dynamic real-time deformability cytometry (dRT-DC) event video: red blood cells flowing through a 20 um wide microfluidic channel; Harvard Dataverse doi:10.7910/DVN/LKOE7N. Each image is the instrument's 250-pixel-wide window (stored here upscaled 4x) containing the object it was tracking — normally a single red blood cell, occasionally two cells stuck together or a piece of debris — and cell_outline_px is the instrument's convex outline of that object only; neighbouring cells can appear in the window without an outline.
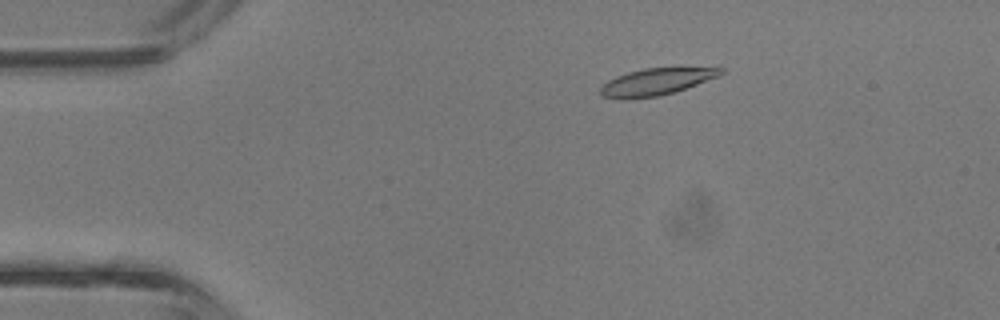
{"species": "common noctule bat (a hibernating species)", "species_latin": "Nyctalus noctula", "temperature_condition": "room temperature", "stored_images_in_passage": 14, "camera_frame_rate_fps": 3000, "um_per_image_px": 0.085, "animal": {"sex": "male", "body_mass_g": 13.3}, "frame": {"image": 1, "passage_image": 8, "time_ms": 2.333, "image_size_px": [1000, 320], "cell_outline_px": [[724, 72], [720, 76], [672, 92], [656, 96], [620, 100], [600, 96], [600, 88], [608, 80], [616, 76], [628, 72], [644, 68], [680, 64], [724, 68]], "centroid_in_image_um": [55.85, 6.88], "position_along_channel_um": 29.2, "area_um2": 19.77}}